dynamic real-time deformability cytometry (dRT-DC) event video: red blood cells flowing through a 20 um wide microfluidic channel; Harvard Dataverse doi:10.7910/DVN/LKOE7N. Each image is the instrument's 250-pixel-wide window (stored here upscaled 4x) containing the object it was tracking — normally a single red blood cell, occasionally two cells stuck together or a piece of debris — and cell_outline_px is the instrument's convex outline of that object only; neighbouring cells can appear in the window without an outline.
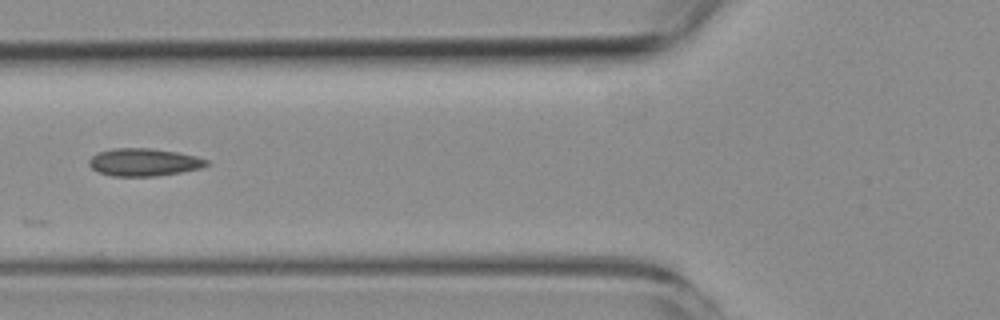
{"species": "common noctule bat (a hibernating species)", "species_latin": "Nyctalus noctula", "temperature_condition": "room temperature", "stored_images_in_passage": 8, "camera_frame_rate_fps": 3000, "um_per_image_px": 0.085, "animal": {"sex": "female", "body_mass_g": 19.3, "forearm_length_mm": 54.1}, "frame": {"image": 1, "passage_image": 5, "time_ms": 5.667, "image_size_px": [1000, 320], "cell_outline_px": [[212, 164], [200, 168], [180, 172], [156, 176], [112, 176], [96, 172], [88, 164], [88, 160], [96, 152], [112, 148], [152, 148], [176, 152], [196, 156], [208, 160]], "centroid_in_image_um": [12.2, 13.78], "position_along_channel_um": 113.6, "area_um2": 19.13}}
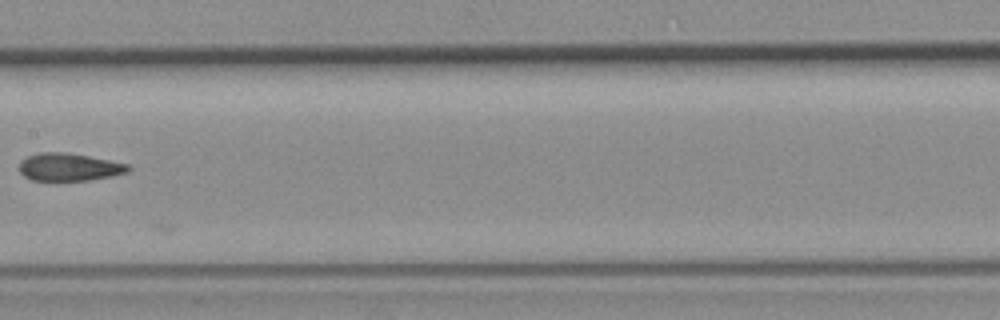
{"frame": {"image": 2, "passage_image": 7, "time_ms": 8.0, "image_size_px": [1000, 320], "cell_outline_px": [[132, 168], [128, 172], [112, 176], [88, 180], [56, 184], [32, 180], [24, 176], [20, 172], [20, 160], [28, 156], [40, 152], [64, 152], [88, 156], [128, 164]], "centroid_in_image_um": [5.83, 14.25], "position_along_channel_um": 201.6, "area_um2": 18.26}}